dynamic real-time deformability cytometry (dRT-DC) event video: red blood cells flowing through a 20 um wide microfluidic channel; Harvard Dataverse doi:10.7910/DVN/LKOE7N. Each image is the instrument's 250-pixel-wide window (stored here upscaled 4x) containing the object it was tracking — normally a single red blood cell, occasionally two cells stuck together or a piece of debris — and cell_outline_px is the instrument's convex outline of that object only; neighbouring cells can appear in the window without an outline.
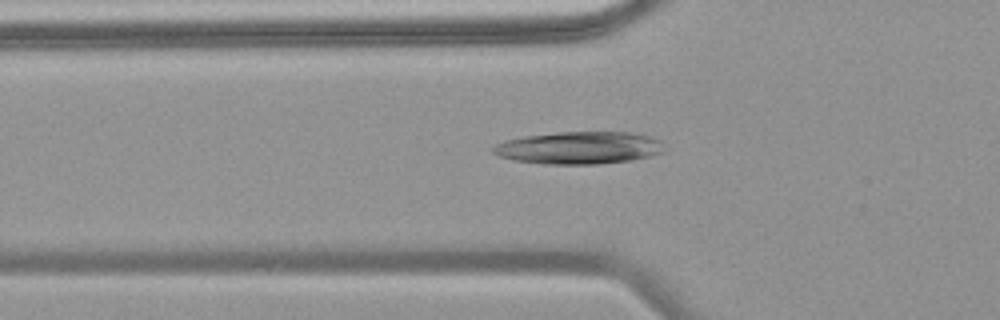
{"species": "common noctule bat (a hibernating species)", "species_latin": "Nyctalus noctula", "temperature_condition": "warm", "stored_images_in_passage": 3, "camera_frame_rate_fps": 3000, "um_per_image_px": 0.085, "animal": {"sex": "female", "body_mass_g": 18.4}, "frame": {"image": 1, "passage_image": 2, "time_ms": 0.333, "image_size_px": [1000, 320], "cell_outline_px": [[668, 148], [664, 152], [652, 156], [628, 160], [600, 164], [544, 164], [512, 160], [500, 156], [492, 152], [488, 148], [496, 144], [508, 140], [524, 136], [560, 132], [632, 132], [648, 136], [660, 140]], "centroid_in_image_um": [49.25, 12.57], "position_along_channel_um": 76.6, "area_um2": 32.6}}